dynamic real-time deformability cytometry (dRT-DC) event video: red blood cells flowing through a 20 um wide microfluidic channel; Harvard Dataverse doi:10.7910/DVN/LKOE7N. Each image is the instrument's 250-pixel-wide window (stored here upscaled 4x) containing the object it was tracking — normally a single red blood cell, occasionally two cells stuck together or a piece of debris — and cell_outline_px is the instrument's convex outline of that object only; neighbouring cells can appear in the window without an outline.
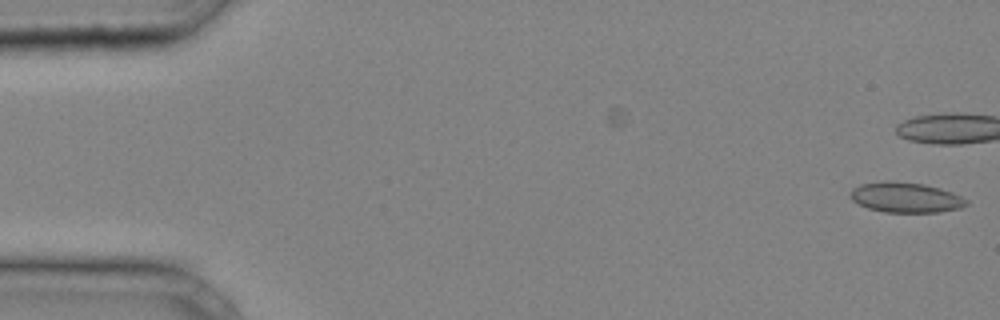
{"species": "common noctule bat (a hibernating species)", "species_latin": "Nyctalus noctula", "temperature_condition": "cold", "stored_images_in_passage": 5, "camera_frame_rate_fps": 3000, "um_per_image_px": 0.085, "animal": {"sex": "male", "body_mass_g": 20.4}, "frame": {"image": 1, "passage_image": 5, "time_ms": 1.333, "image_size_px": [1000, 320], "cell_outline_px": [[968, 204], [960, 208], [940, 212], [884, 212], [868, 208], [852, 200], [848, 196], [852, 188], [860, 184], [924, 184], [940, 188], [952, 192], [968, 200]], "centroid_in_image_um": [77.03, 16.83], "position_along_channel_um": 8.0, "area_um2": 19.59}}